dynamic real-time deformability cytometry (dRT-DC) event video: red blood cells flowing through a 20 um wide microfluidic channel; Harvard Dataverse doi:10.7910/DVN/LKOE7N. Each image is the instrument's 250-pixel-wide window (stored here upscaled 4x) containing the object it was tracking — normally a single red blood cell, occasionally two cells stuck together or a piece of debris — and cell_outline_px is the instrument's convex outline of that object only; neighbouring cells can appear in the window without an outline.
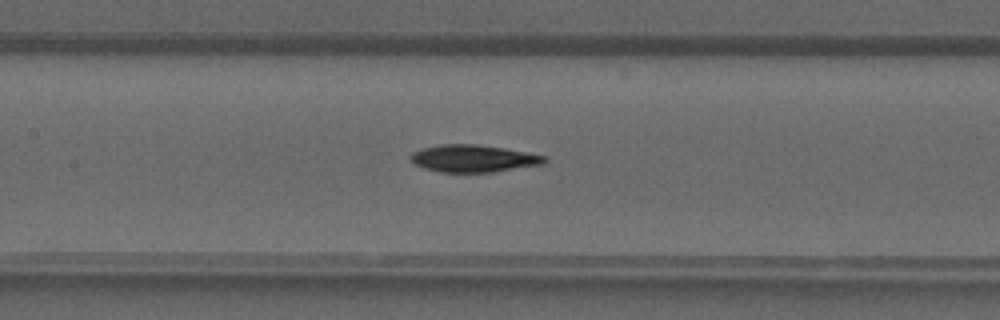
{"species": "common noctule bat (a hibernating species)", "species_latin": "Nyctalus noctula", "temperature_condition": "warm", "stored_images_in_passage": 40, "camera_frame_rate_fps": 3000, "um_per_image_px": 0.085, "animal": {"sex": "male", "forearm_length_mm": 52.5}, "frame": {"image": 1, "passage_image": 19, "time_ms": 6.0, "image_size_px": [1000, 320], "cell_outline_px": [[548, 160], [544, 164], [492, 172], [440, 172], [424, 168], [412, 164], [408, 160], [408, 156], [412, 152], [424, 148], [444, 144], [472, 144], [504, 148], [544, 156]], "centroid_in_image_um": [40.17, 13.48], "position_along_channel_um": 167.2, "area_um2": 21.21}}
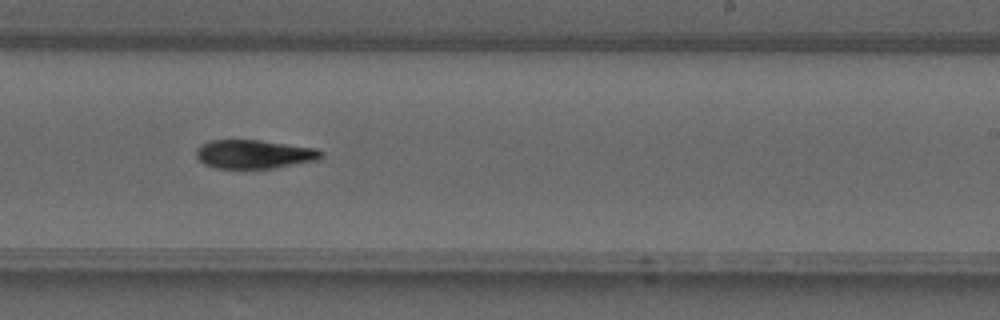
{"frame": {"image": 2, "passage_image": 25, "time_ms": 8.0, "image_size_px": [1000, 320], "cell_outline_px": [[324, 156], [320, 160], [272, 168], [216, 168], [204, 164], [196, 156], [196, 148], [200, 144], [212, 140], [260, 140], [316, 148], [324, 152]], "centroid_in_image_um": [21.63, 13.1], "position_along_channel_um": 267.4, "area_um2": 21.04}}
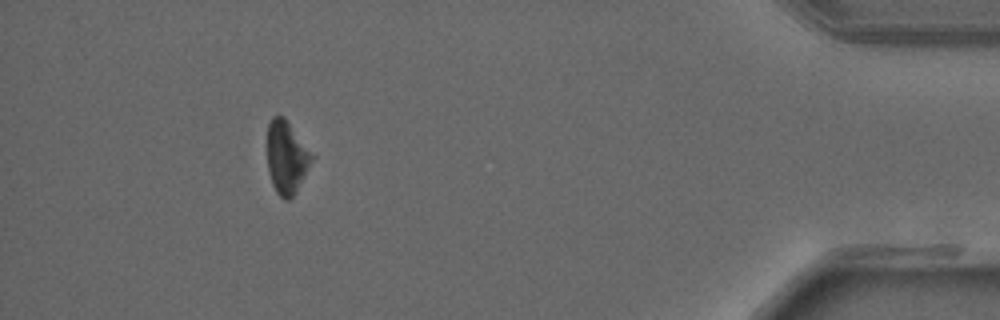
{"frame": {"image": 3, "passage_image": 37, "time_ms": 12.0, "image_size_px": [1000, 320], "cell_outline_px": [[316, 156], [296, 192], [288, 200], [284, 200], [276, 192], [272, 184], [268, 172], [268, 124], [272, 116], [284, 116]], "centroid_in_image_um": [24.39, 13.37], "position_along_channel_um": 410.8, "area_um2": 19.19}}